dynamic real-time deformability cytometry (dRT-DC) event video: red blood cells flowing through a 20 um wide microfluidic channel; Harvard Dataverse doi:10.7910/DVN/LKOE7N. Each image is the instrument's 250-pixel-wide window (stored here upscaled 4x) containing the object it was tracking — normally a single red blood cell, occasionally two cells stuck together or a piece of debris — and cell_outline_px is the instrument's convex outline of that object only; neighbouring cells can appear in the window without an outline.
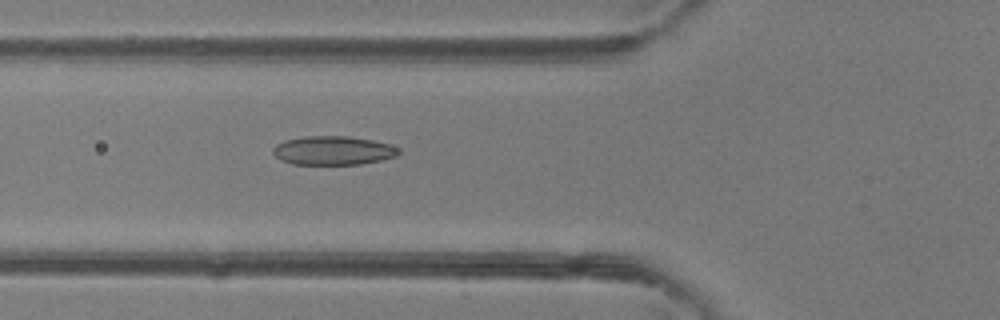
{"species": "common noctule bat (a hibernating species)", "species_latin": "Nyctalus noctula", "temperature_condition": "room temperature", "stored_images_in_passage": 45, "camera_frame_rate_fps": 3000, "um_per_image_px": 0.085, "animal": {"sex": "female"}, "frame": {"image": 1, "passage_image": 15, "time_ms": 4.667, "image_size_px": [1000, 320], "cell_outline_px": [[400, 156], [360, 164], [292, 164], [280, 160], [272, 152], [272, 148], [276, 144], [284, 140], [304, 136], [348, 136], [372, 140], [388, 144], [400, 148]], "centroid_in_image_um": [28.31, 12.79], "position_along_channel_um": 97.5, "area_um2": 21.27}}
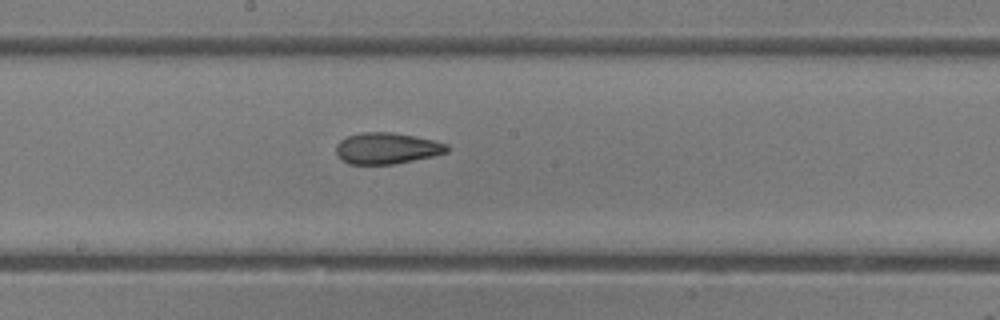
{"frame": {"image": 2, "passage_image": 23, "time_ms": 7.333, "image_size_px": [1000, 320], "cell_outline_px": [[448, 152], [432, 156], [392, 164], [348, 164], [340, 160], [336, 156], [336, 144], [340, 140], [348, 136], [360, 132], [392, 132], [416, 136], [448, 144]], "centroid_in_image_um": [32.83, 12.6], "position_along_channel_um": 215.4, "area_um2": 20.29}}
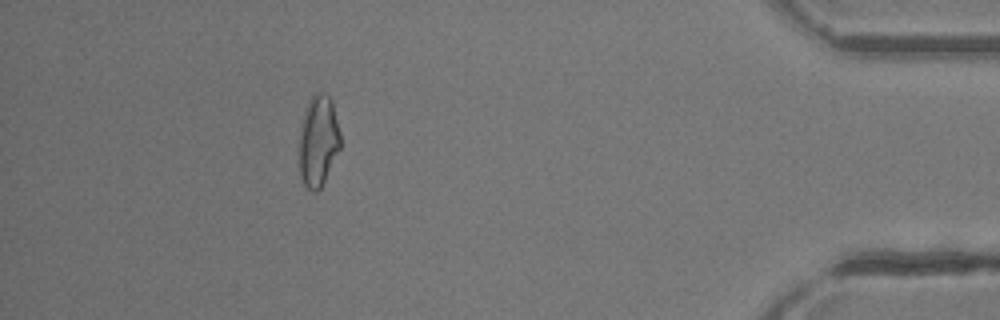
{"frame": {"image": 3, "passage_image": 40, "time_ms": 13.0, "image_size_px": [1000, 320], "cell_outline_px": [[340, 148], [320, 188], [316, 192], [312, 192], [304, 184], [300, 176], [300, 128], [304, 112], [308, 100], [316, 92], [324, 92], [332, 100], [340, 132]], "centroid_in_image_um": [27.05, 11.94], "position_along_channel_um": 408.1, "area_um2": 21.73}, "authors_computed_cell_mechanics": {"area_um2": 20.8658, "velocity_mm_per_s": 4.4006, "shape_relaxation_time_tau1_ms": 6.9288, "shape_relaxation_time_tau2_ms": 1.9289, "deformation_change_tau1": 0.1736, "deformation_change_tau2": 0.0799}}